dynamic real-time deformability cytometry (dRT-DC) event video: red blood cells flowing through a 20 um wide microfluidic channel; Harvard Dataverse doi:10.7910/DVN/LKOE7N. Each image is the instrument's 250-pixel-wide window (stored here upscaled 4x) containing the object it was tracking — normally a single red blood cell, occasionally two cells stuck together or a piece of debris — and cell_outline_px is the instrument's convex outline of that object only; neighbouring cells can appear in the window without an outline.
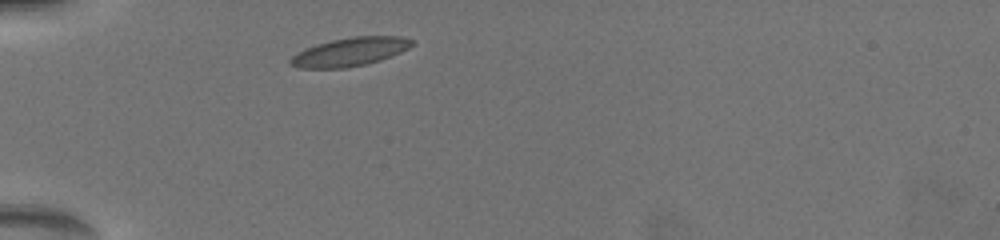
{"species": "common noctule bat (a hibernating species)", "species_latin": "Nyctalus noctula", "temperature_condition": "warm", "stored_images_in_passage": 28, "camera_frame_rate_fps": 3000, "um_per_image_px": 0.085, "animal": {"sex": "female", "body_mass_g": 19.5, "forearm_length_mm": 54.1}, "frame": {"image": 1, "passage_image": 1, "time_ms": 0.0, "image_size_px": [1000, 240], "cell_outline_px": [[416, 44], [400, 52], [380, 60], [364, 64], [344, 68], [300, 68], [288, 64], [288, 60], [292, 56], [316, 44], [332, 40], [352, 36], [400, 36], [412, 40]], "centroid_in_image_um": [29.75, 4.4], "position_along_channel_um": 55.3, "area_um2": 20.0}}
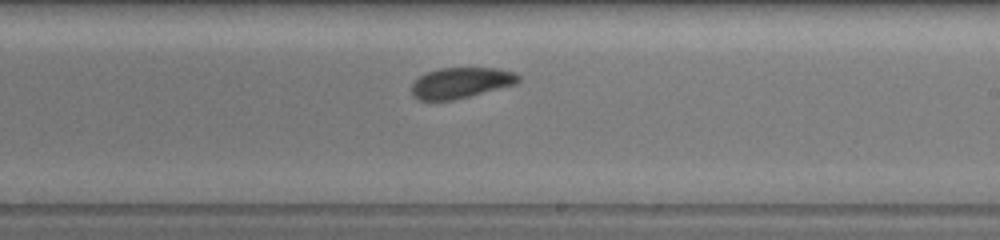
{"frame": {"image": 2, "passage_image": 16, "time_ms": 5.667, "image_size_px": [1000, 240], "cell_outline_px": [[520, 80], [516, 84], [452, 100], [420, 100], [412, 96], [412, 84], [420, 76], [428, 72], [440, 68], [496, 68], [512, 72], [520, 76]], "centroid_in_image_um": [39.17, 7.04], "position_along_channel_um": 249.8, "area_um2": 18.84}}
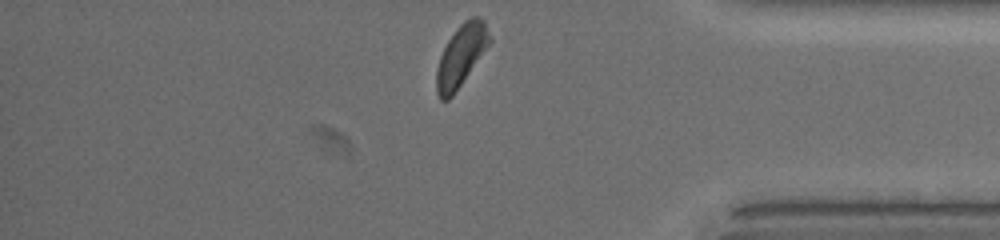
{"frame": {"image": 3, "passage_image": 28, "time_ms": 10.0, "image_size_px": [1000, 240], "cell_outline_px": [[492, 40], [452, 96], [448, 100], [440, 100], [436, 92], [436, 72], [440, 56], [448, 40], [460, 24], [464, 20], [472, 16], [480, 16], [484, 20], [492, 36]], "centroid_in_image_um": [39.2, 4.69], "position_along_channel_um": 396.0, "area_um2": 18.9}, "authors_computed_cell_mechanics": {"area_um2": 19.3341, "velocity_mm_per_s": 3.7615, "shape_relaxation_time_tau1_ms": 3.19, "shape_relaxation_time_tau2_ms": 2.3227, "deformation_change_tau1": 0.0869, "deformation_change_tau2": 0.0721}}